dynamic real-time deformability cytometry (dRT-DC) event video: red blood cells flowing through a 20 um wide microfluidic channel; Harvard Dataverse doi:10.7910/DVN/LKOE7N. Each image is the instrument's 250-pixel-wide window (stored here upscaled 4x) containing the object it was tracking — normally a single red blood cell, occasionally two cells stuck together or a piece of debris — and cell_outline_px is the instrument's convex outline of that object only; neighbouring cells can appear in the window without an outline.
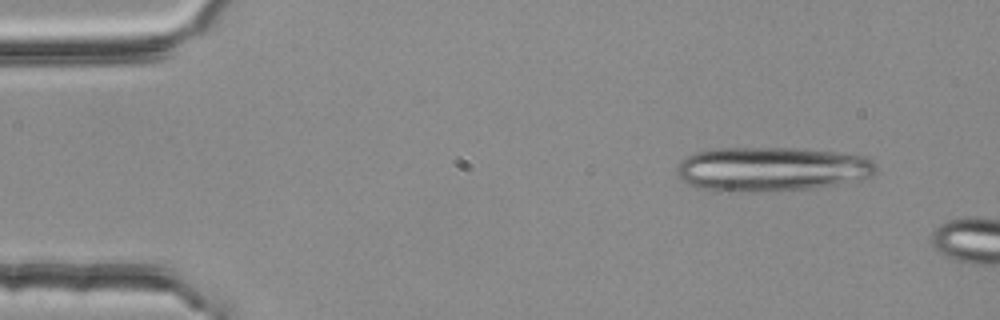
{"species": "common noctule bat (a hibernating species)", "species_latin": "Nyctalus noctula", "temperature_condition": "room temperature", "stored_images_in_passage": 3, "camera_frame_rate_fps": 3000, "um_per_image_px": 0.085, "animal": {"sex": "female", "body_mass_g": 25.1}, "frame": {"image": 1, "passage_image": 1, "time_ms": 0.0, "image_size_px": [1000, 320], "cell_outline_px": [[876, 172], [872, 176], [856, 180], [812, 188], [760, 192], [720, 192], [700, 188], [688, 184], [680, 180], [676, 172], [676, 168], [688, 156], [696, 152], [712, 148], [792, 148], [836, 152], [864, 156], [872, 160], [876, 164]], "centroid_in_image_um": [65.54, 14.38], "position_along_channel_um": 19.5, "area_um2": 51.67}}